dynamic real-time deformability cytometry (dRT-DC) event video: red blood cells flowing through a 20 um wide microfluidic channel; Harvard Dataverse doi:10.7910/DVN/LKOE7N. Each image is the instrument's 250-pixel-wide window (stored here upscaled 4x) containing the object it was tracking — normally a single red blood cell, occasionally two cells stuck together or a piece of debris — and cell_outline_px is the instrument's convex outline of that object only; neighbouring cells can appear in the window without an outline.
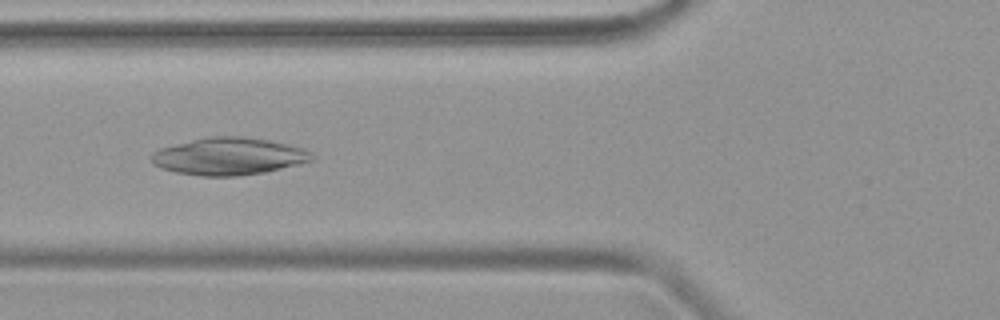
{"species": "common noctule bat (a hibernating species)", "species_latin": "Nyctalus noctula", "temperature_condition": "warm", "stored_images_in_passage": 47, "camera_frame_rate_fps": 3000, "um_per_image_px": 0.085, "animal": {"sex": "female", "body_mass_g": 19.9}, "frame": {"image": 1, "passage_image": 18, "time_ms": 5.667, "image_size_px": [1000, 320], "cell_outline_px": [[312, 160], [300, 164], [264, 172], [236, 176], [200, 176], [176, 172], [160, 168], [152, 164], [152, 152], [160, 148], [208, 136], [244, 136], [268, 140], [304, 148], [312, 152]], "centroid_in_image_um": [19.44, 13.29], "position_along_channel_um": 106.4, "area_um2": 34.8}}
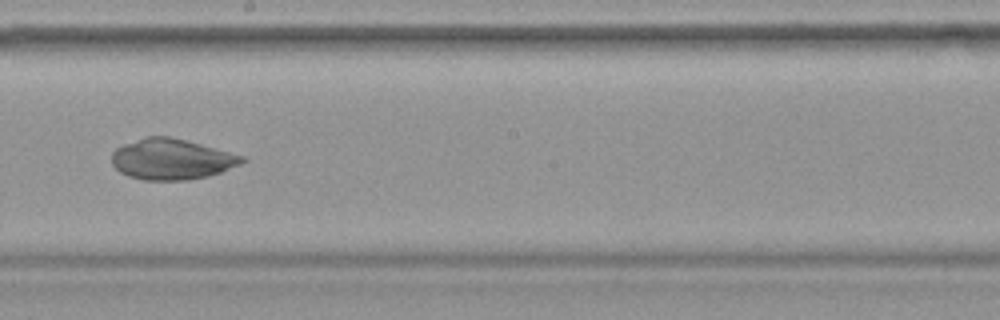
{"frame": {"image": 2, "passage_image": 27, "time_ms": 8.667, "image_size_px": [1000, 320], "cell_outline_px": [[248, 160], [240, 164], [220, 172], [208, 176], [188, 180], [144, 180], [128, 176], [120, 172], [112, 164], [112, 152], [116, 148], [124, 144], [144, 136], [168, 136], [200, 144], [244, 156]], "centroid_in_image_um": [14.57, 13.53], "position_along_channel_um": 233.6, "area_um2": 30.81}}
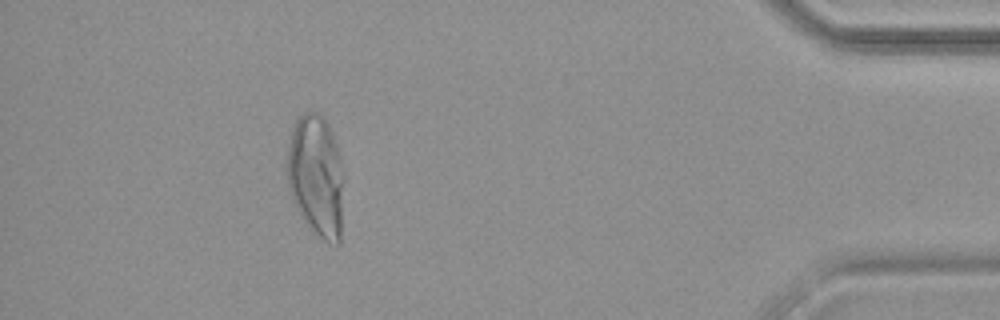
{"frame": {"image": 3, "passage_image": 43, "time_ms": 14.0, "image_size_px": [1000, 320], "cell_outline_px": [[344, 176], [340, 244], [328, 244], [316, 236], [300, 216], [292, 200], [288, 188], [284, 168], [284, 164], [292, 128], [296, 120], [304, 112], [320, 112], [328, 124], [332, 132], [340, 156]], "centroid_in_image_um": [26.85, 14.98], "position_along_channel_um": 408.4, "area_um2": 41.62}}